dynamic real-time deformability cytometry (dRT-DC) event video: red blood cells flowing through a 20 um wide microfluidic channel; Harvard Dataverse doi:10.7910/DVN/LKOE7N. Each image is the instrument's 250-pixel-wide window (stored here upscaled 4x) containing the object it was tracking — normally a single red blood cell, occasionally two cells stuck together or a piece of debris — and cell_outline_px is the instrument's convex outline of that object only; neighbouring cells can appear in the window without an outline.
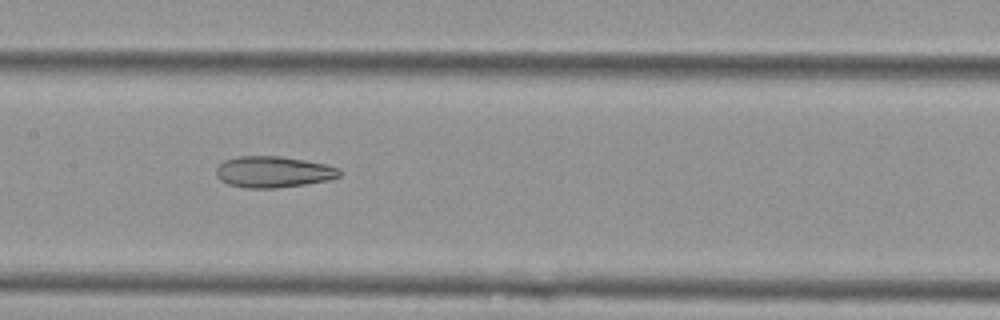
{"species": "Egyptian fruit bat (a non-hibernating species)", "species_latin": "Rousettus aegyptiacus", "temperature_condition": "cold", "stored_images_in_passage": 39, "camera_frame_rate_fps": 3000, "um_per_image_px": 0.085, "animal": {"sex": "female"}, "frame": {"image": 1, "passage_image": 12, "time_ms": 3.667, "image_size_px": [1000, 320], "cell_outline_px": [[340, 176], [328, 180], [304, 184], [276, 188], [244, 188], [228, 184], [220, 180], [216, 176], [216, 168], [224, 160], [236, 156], [280, 156], [328, 164], [340, 168]], "centroid_in_image_um": [23.22, 14.61], "position_along_channel_um": 184.2, "area_um2": 22.6}, "authors_computed_cell_mechanics": {"area_um2": 23.987, "velocity_mm_per_s": 3.7883, "shape_relaxation_time_tau1_ms": null, "shape_relaxation_time_tau2_ms": 4.6082, "deformation_change_tau1": null, "deformation_change_tau2": 0.146}}